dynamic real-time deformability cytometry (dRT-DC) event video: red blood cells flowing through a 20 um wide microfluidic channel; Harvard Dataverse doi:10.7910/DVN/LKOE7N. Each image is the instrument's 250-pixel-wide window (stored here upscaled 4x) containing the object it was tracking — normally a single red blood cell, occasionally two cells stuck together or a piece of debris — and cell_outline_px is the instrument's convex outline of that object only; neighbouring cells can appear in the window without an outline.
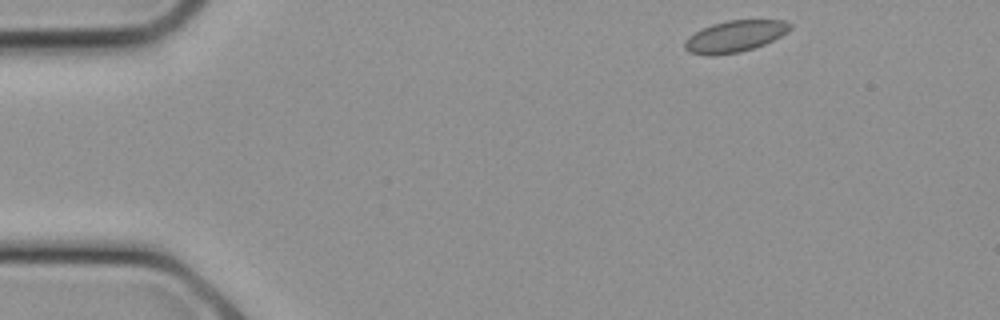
{"species": "common noctule bat (a hibernating species)", "species_latin": "Nyctalus noctula", "temperature_condition": "cold", "stored_images_in_passage": 12, "camera_frame_rate_fps": 3000, "um_per_image_px": 0.085, "animal": {"sex": "female", "body_mass_g": 21.9}, "frame": {"image": 1, "passage_image": 1, "time_ms": 0.0, "image_size_px": [1000, 320], "cell_outline_px": [[792, 28], [788, 32], [764, 44], [740, 52], [712, 56], [688, 52], [684, 48], [684, 40], [688, 36], [712, 24], [728, 20], [784, 20], [792, 24]], "centroid_in_image_um": [62.46, 3.09], "position_along_channel_um": 22.5, "area_um2": 19.31}}
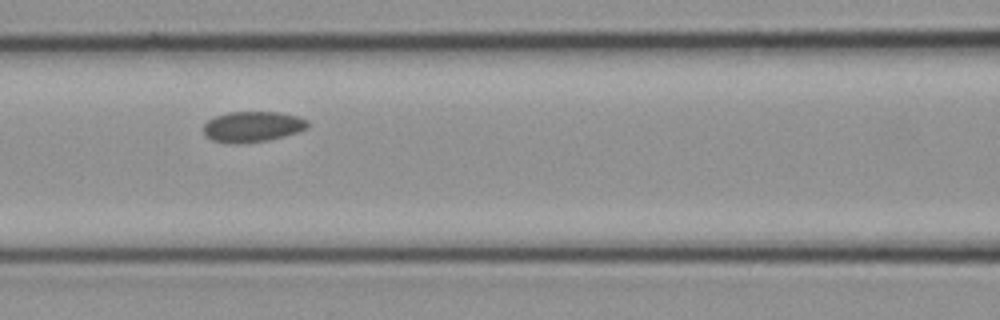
{"frame": {"image": 2, "passage_image": 9, "time_ms": 2.667, "image_size_px": [1000, 320], "cell_outline_px": [[308, 128], [300, 132], [268, 140], [240, 144], [228, 144], [212, 140], [204, 136], [204, 124], [208, 120], [216, 116], [228, 112], [280, 112], [300, 116], [308, 120]], "centroid_in_image_um": [21.48, 10.77], "position_along_channel_um": 145.1, "area_um2": 18.96}}
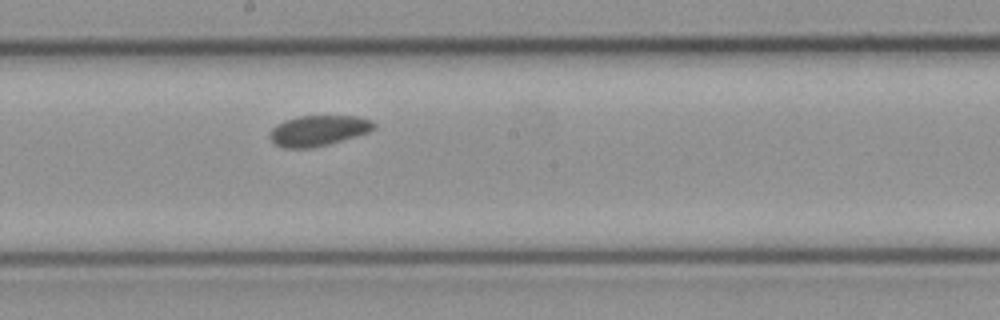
{"frame": {"image": 3, "passage_image": 12, "time_ms": 3.667, "image_size_px": [1000, 320], "cell_outline_px": [[376, 128], [368, 132], [356, 136], [328, 144], [312, 148], [284, 148], [272, 144], [268, 136], [272, 128], [276, 124], [284, 120], [296, 116], [356, 116], [372, 120], [376, 124]], "centroid_in_image_um": [27.02, 11.1], "position_along_channel_um": 221.2, "area_um2": 18.79}}